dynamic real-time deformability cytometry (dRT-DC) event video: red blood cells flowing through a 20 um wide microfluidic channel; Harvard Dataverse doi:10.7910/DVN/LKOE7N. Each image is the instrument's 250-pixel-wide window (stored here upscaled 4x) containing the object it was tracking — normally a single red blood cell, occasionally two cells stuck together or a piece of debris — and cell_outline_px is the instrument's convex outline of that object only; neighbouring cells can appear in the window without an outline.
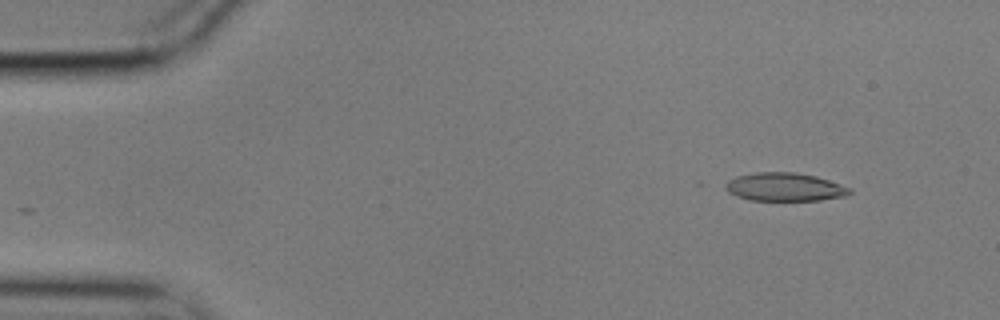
{"species": "common noctule bat (a hibernating species)", "species_latin": "Nyctalus noctula", "temperature_condition": "cold", "stored_images_in_passage": 52, "camera_frame_rate_fps": 3000, "um_per_image_px": 0.085, "animal": {"sex": "male", "body_mass_g": 17.9}, "frame": {"image": 1, "passage_image": 1, "time_ms": 0.0, "image_size_px": [1000, 320], "cell_outline_px": [[852, 192], [844, 196], [820, 200], [748, 200], [736, 196], [728, 192], [724, 188], [724, 184], [728, 180], [736, 176], [756, 172], [792, 172], [816, 176], [852, 188]], "centroid_in_image_um": [66.66, 15.89], "position_along_channel_um": 18.3, "area_um2": 20.52}}
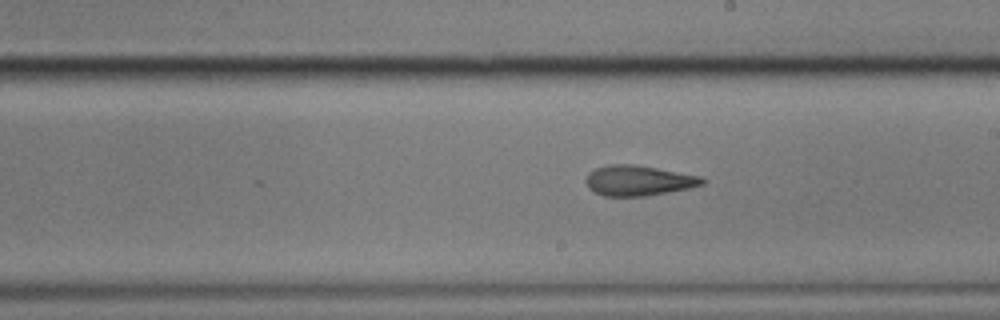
{"frame": {"image": 2, "passage_image": 27, "time_ms": 8.667, "image_size_px": [1000, 320], "cell_outline_px": [[708, 180], [704, 184], [688, 188], [668, 192], [644, 196], [604, 196], [588, 188], [584, 180], [588, 172], [596, 168], [608, 164], [632, 164], [704, 176]], "centroid_in_image_um": [54.28, 15.34], "position_along_channel_um": 234.7, "area_um2": 20.69}}
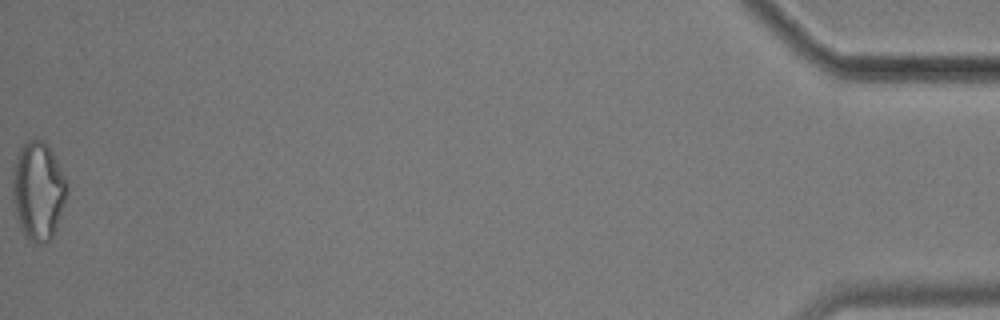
{"frame": {"image": 3, "passage_image": 52, "time_ms": 17.0, "image_size_px": [1000, 320], "cell_outline_px": [[68, 192], [52, 236], [44, 244], [36, 244], [24, 232], [20, 224], [12, 200], [12, 180], [16, 156], [20, 148], [28, 140], [36, 136], [44, 140], [48, 144], [68, 184]], "centroid_in_image_um": [3.24, 16.14], "position_along_channel_um": 432.0, "area_um2": 30.87}, "authors_computed_cell_mechanics": {"area_um2": 21.097, "velocity_mm_per_s": 3.5237, "shape_relaxation_time_tau1_ms": null, "shape_relaxation_time_tau2_ms": 3.4336, "deformation_change_tau1": null, "deformation_change_tau2": 0.1193}}